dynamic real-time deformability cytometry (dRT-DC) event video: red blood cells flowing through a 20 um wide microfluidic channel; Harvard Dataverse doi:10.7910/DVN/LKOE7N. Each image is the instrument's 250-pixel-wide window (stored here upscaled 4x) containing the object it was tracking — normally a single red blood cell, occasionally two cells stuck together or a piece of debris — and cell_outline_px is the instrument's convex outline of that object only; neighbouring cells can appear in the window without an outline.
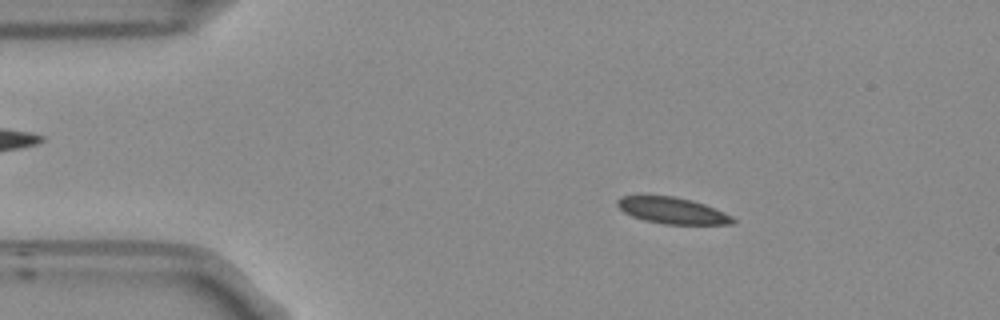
{"species": "Egyptian fruit bat (a non-hibernating species)", "species_latin": "Rousettus aegyptiacus", "temperature_condition": "room temperature", "stored_images_in_passage": 53, "camera_frame_rate_fps": 3000, "um_per_image_px": 0.085, "frame": {"image": 1, "passage_image": 8, "time_ms": 2.333, "image_size_px": [1000, 320], "cell_outline_px": [[736, 220], [732, 224], [664, 224], [644, 220], [632, 216], [624, 212], [616, 204], [616, 200], [620, 196], [672, 196], [692, 200], [704, 204], [724, 212], [732, 216]], "centroid_in_image_um": [57.14, 17.9], "position_along_channel_um": 27.9, "area_um2": 17.63}}
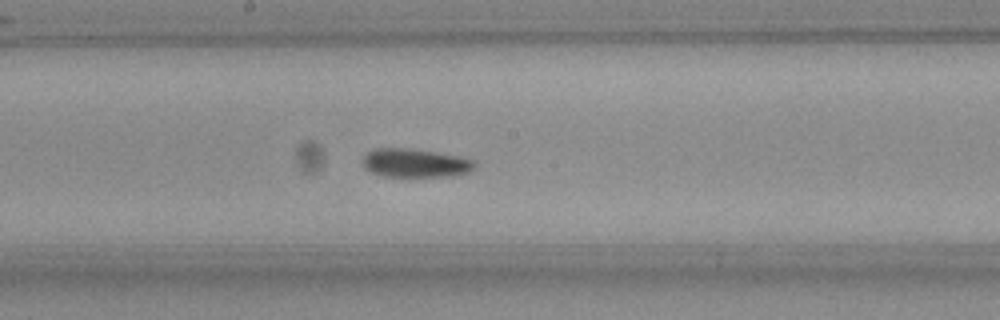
{"frame": {"image": 2, "passage_image": 27, "time_ms": 8.667, "image_size_px": [1000, 320], "cell_outline_px": [[476, 164], [468, 172], [452, 176], [380, 176], [364, 168], [364, 156], [372, 148], [408, 148], [436, 152], [460, 156], [472, 160]], "centroid_in_image_um": [35.27, 13.85], "position_along_channel_um": 212.9, "area_um2": 18.55}}
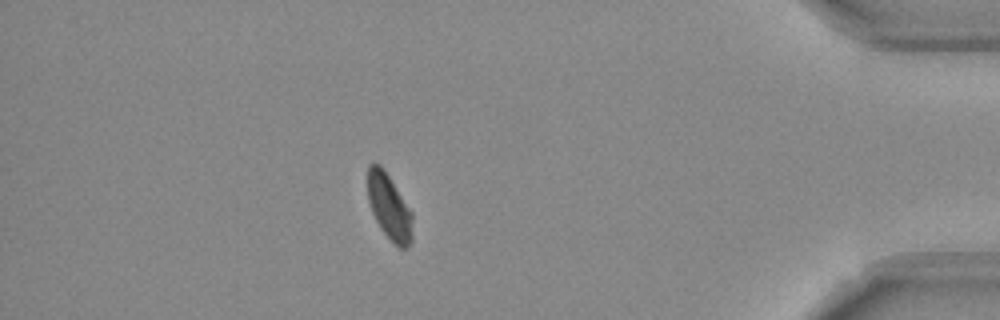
{"frame": {"image": 3, "passage_image": 46, "time_ms": 15.0, "image_size_px": [1000, 320], "cell_outline_px": [[412, 240], [404, 248], [400, 248], [380, 228], [372, 212], [368, 200], [368, 164], [380, 164], [384, 168], [412, 212]], "centroid_in_image_um": [33.08, 17.55], "position_along_channel_um": 402.1, "area_um2": 16.88}}